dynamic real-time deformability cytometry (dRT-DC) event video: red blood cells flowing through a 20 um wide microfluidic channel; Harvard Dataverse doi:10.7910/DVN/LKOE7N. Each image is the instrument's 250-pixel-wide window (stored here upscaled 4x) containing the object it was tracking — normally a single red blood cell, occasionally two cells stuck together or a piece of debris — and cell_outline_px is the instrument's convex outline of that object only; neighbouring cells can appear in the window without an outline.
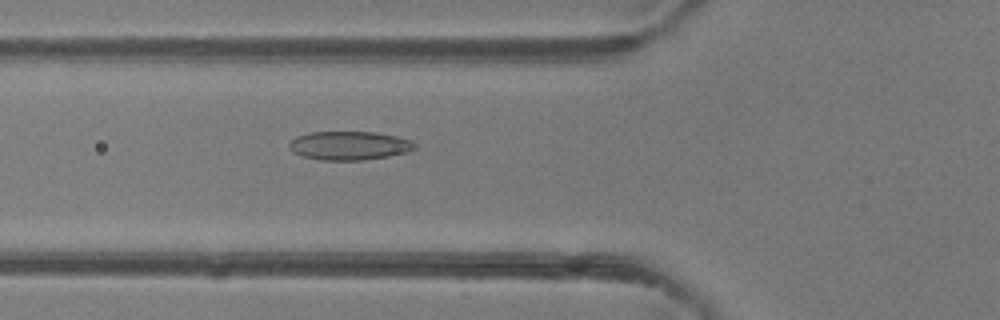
{"species": "common noctule bat (a hibernating species)", "species_latin": "Nyctalus noctula", "temperature_condition": "room temperature", "stored_images_in_passage": 35, "camera_frame_rate_fps": 3000, "um_per_image_px": 0.085, "animal": {"sex": "female"}, "frame": {"image": 1, "passage_image": 4, "time_ms": 1.0, "image_size_px": [1000, 320], "cell_outline_px": [[416, 148], [408, 152], [388, 156], [364, 160], [320, 160], [304, 156], [292, 152], [288, 148], [288, 144], [296, 136], [308, 132], [376, 132], [396, 136], [412, 140], [416, 144]], "centroid_in_image_um": [29.69, 12.37], "position_along_channel_um": 96.1, "area_um2": 21.15}}
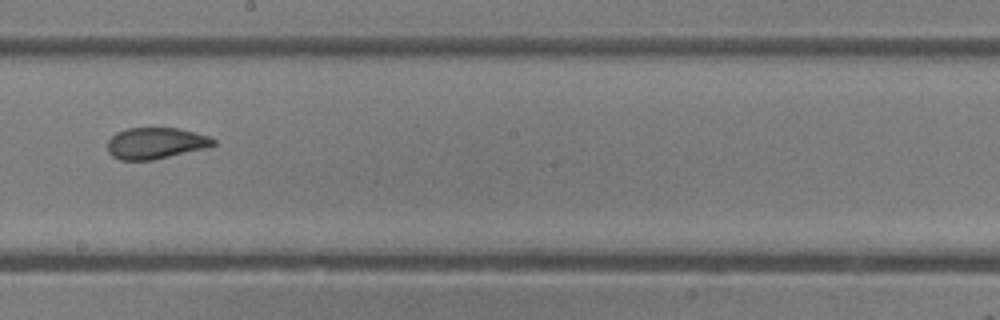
{"frame": {"image": 2, "passage_image": 14, "time_ms": 4.333, "image_size_px": [1000, 320], "cell_outline_px": [[216, 144], [208, 148], [152, 160], [120, 160], [112, 156], [108, 152], [108, 140], [116, 132], [128, 128], [180, 128], [196, 132], [208, 136], [216, 140]], "centroid_in_image_um": [13.25, 12.17], "position_along_channel_um": 234.9, "area_um2": 19.48}}
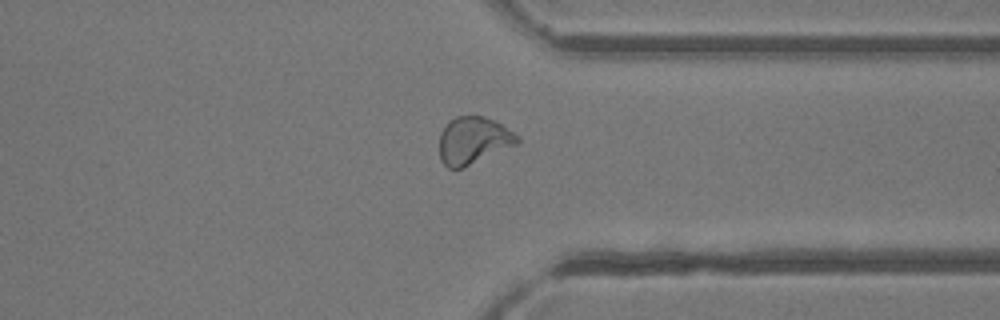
{"frame": {"image": 3, "passage_image": 24, "time_ms": 7.667, "image_size_px": [1000, 320], "cell_outline_px": [[520, 140], [516, 144], [464, 168], [448, 168], [440, 160], [440, 132], [456, 116], [484, 116], [500, 124], [520, 136]], "centroid_in_image_um": [40.23, 11.95], "position_along_channel_um": 371.2, "area_um2": 21.15}, "authors_computed_cell_mechanics": {"area_um2": 20.808, "velocity_mm_per_s": 4.1511, "shape_relaxation_time_tau1_ms": null, "shape_relaxation_time_tau2_ms": 1.2636, "deformation_change_tau1": null, "deformation_change_tau2": 0.0617}}